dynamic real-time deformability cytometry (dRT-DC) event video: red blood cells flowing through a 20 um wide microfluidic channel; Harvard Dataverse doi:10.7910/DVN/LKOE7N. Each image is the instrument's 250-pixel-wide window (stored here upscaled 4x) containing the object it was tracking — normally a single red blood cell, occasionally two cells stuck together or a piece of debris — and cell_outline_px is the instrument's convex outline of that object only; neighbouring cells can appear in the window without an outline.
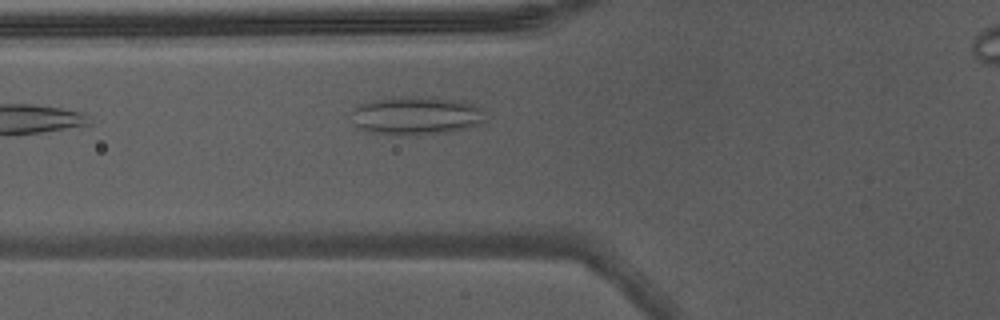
{"species": "Egyptian fruit bat (a non-hibernating species)", "species_latin": "Rousettus aegyptiacus", "temperature_condition": "warm", "stored_images_in_passage": 3, "camera_frame_rate_fps": 3000, "um_per_image_px": 0.085, "animal": {"sex": "male"}, "frame": {"image": 1, "passage_image": 3, "time_ms": 0.667, "image_size_px": [1000, 320], "cell_outline_px": [[484, 120], [468, 128], [396, 136], [364, 132], [352, 124], [348, 112], [352, 108], [360, 104], [372, 100], [400, 96], [412, 96], [452, 100], [472, 104], [480, 108]], "centroid_in_image_um": [35.16, 9.83], "position_along_channel_um": 90.6, "area_um2": 29.71}}